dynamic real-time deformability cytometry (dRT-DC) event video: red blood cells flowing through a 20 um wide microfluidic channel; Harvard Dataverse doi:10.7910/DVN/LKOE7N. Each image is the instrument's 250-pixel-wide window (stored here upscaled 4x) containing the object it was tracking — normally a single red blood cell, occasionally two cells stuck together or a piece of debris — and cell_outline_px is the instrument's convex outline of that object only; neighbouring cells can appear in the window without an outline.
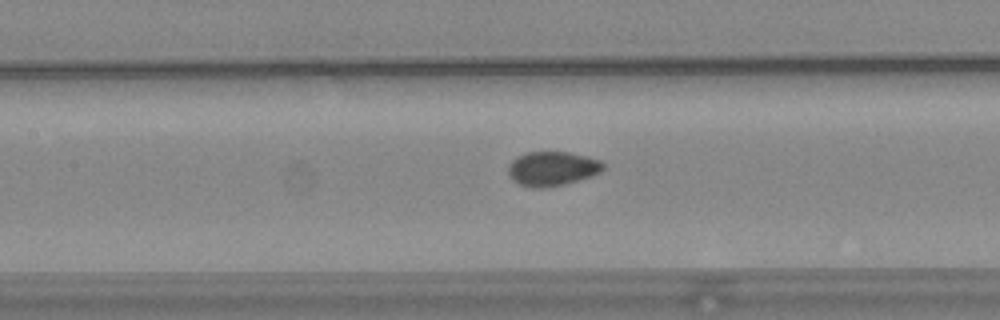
{"species": "common noctule bat (a hibernating species)", "species_latin": "Nyctalus noctula", "temperature_condition": "warm", "stored_images_in_passage": 41, "camera_frame_rate_fps": 3000, "um_per_image_px": 0.085, "animal": {"sex": "female", "body_mass_g": 24.6, "forearm_length_mm": 56.2}, "frame": {"image": 1, "passage_image": 21, "time_ms": 6.667, "image_size_px": [1000, 320], "cell_outline_px": [[604, 168], [600, 172], [592, 176], [564, 184], [544, 188], [532, 188], [520, 184], [512, 180], [508, 176], [508, 164], [516, 156], [528, 152], [568, 152], [588, 156], [600, 160], [604, 164]], "centroid_in_image_um": [46.92, 14.33], "position_along_channel_um": 160.5, "area_um2": 19.19}}
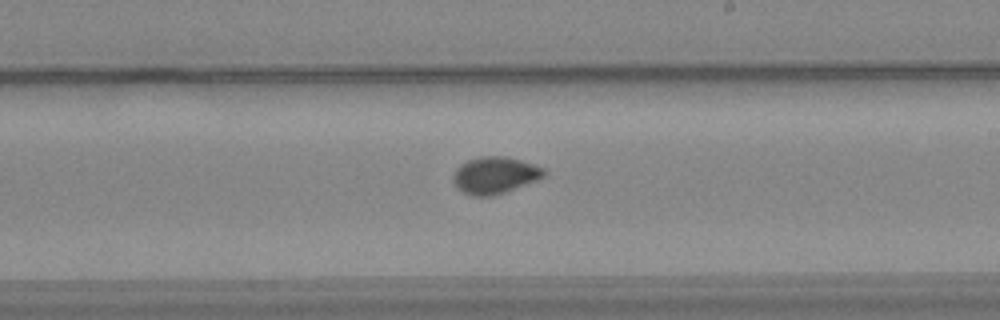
{"frame": {"image": 2, "passage_image": 28, "time_ms": 9.0, "image_size_px": [1000, 320], "cell_outline_px": [[548, 172], [544, 176], [536, 180], [504, 192], [492, 196], [472, 196], [456, 188], [452, 180], [452, 176], [456, 168], [460, 164], [468, 160], [480, 156], [504, 156], [520, 160], [544, 168]], "centroid_in_image_um": [42.02, 14.89], "position_along_channel_um": 247.0, "area_um2": 19.48}}
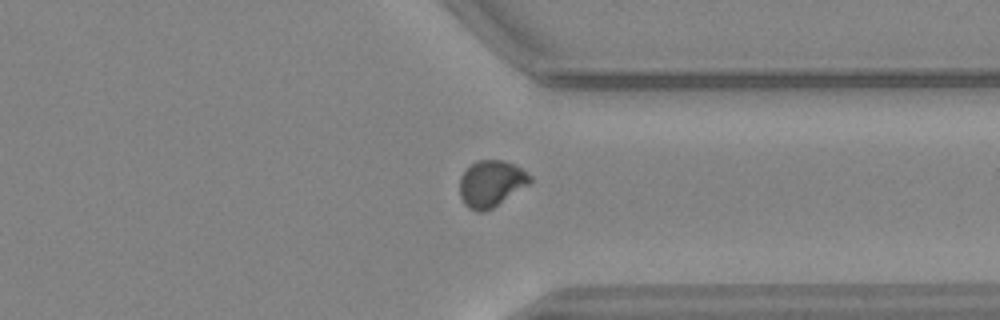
{"frame": {"image": 3, "passage_image": 38, "time_ms": 12.333, "image_size_px": [1000, 320], "cell_outline_px": [[532, 180], [528, 184], [492, 208], [484, 212], [476, 212], [468, 208], [464, 204], [460, 196], [460, 176], [476, 160], [504, 160], [520, 168], [532, 176]], "centroid_in_image_um": [41.72, 15.61], "position_along_channel_um": 369.7, "area_um2": 18.84}}